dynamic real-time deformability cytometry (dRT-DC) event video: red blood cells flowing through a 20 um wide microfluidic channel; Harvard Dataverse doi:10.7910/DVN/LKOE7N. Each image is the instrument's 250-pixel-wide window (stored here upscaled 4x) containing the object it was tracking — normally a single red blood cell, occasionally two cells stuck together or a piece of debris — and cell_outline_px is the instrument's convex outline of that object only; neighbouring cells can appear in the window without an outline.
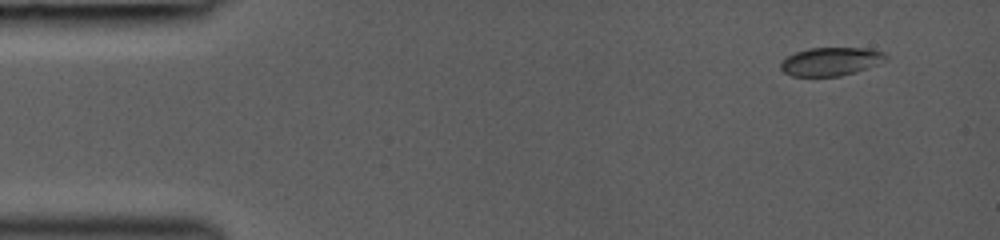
{"species": "common noctule bat (a hibernating species)", "species_latin": "Nyctalus noctula", "temperature_condition": "room temperature", "stored_images_in_passage": 20, "camera_frame_rate_fps": 3000, "um_per_image_px": 0.085, "animal": {"sex": "female", "body_mass_g": 19.0, "forearm_length_mm": 53.3}, "frame": {"image": 1, "passage_image": 1, "time_ms": 0.0, "image_size_px": [1000, 240], "cell_outline_px": [[888, 60], [840, 76], [792, 76], [784, 72], [780, 68], [780, 64], [788, 56], [796, 52], [808, 48], [868, 48], [884, 52], [888, 56]], "centroid_in_image_um": [70.62, 5.21], "position_along_channel_um": 14.4, "area_um2": 17.17}}
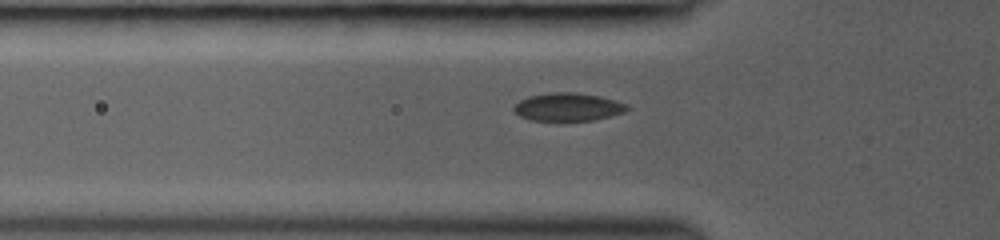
{"frame": {"image": 2, "passage_image": 12, "time_ms": 4.0, "image_size_px": [1000, 240], "cell_outline_px": [[632, 108], [624, 112], [596, 120], [532, 120], [520, 116], [512, 112], [512, 108], [520, 100], [528, 96], [548, 92], [576, 92], [600, 96], [616, 100], [628, 104]], "centroid_in_image_um": [48.29, 9.08], "position_along_channel_um": 77.5, "area_um2": 18.73}}
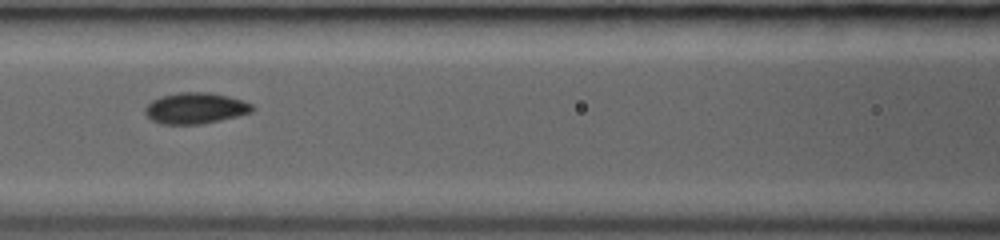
{"frame": {"image": 3, "passage_image": 17, "time_ms": 5.667, "image_size_px": [1000, 240], "cell_outline_px": [[256, 108], [252, 112], [220, 120], [200, 124], [160, 124], [152, 120], [144, 112], [144, 108], [152, 100], [160, 96], [180, 92], [208, 92], [228, 96], [244, 100], [252, 104]], "centroid_in_image_um": [16.62, 9.19], "position_along_channel_um": 150.0, "area_um2": 19.48}}